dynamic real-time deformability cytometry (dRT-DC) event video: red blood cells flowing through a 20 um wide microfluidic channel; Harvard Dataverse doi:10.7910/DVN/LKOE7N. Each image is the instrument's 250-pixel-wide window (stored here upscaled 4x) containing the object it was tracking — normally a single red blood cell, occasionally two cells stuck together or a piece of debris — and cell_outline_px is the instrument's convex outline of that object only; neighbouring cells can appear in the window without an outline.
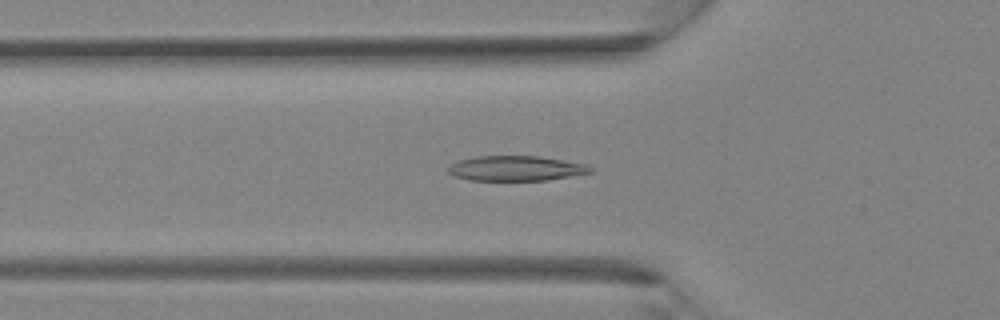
{"species": "Egyptian fruit bat (a non-hibernating species)", "species_latin": "Rousettus aegyptiacus", "temperature_condition": "room temperature", "stored_images_in_passage": 35, "camera_frame_rate_fps": 3000, "um_per_image_px": 0.085, "animal": {"sex": "female"}, "frame": {"image": 1, "passage_image": 12, "time_ms": 3.667, "image_size_px": [1000, 320], "cell_outline_px": [[596, 172], [548, 180], [468, 180], [452, 176], [448, 172], [448, 168], [452, 164], [460, 160], [476, 156], [540, 156], [584, 164], [592, 168]], "centroid_in_image_um": [43.86, 14.31], "position_along_channel_um": 81.9, "area_um2": 20.75}}
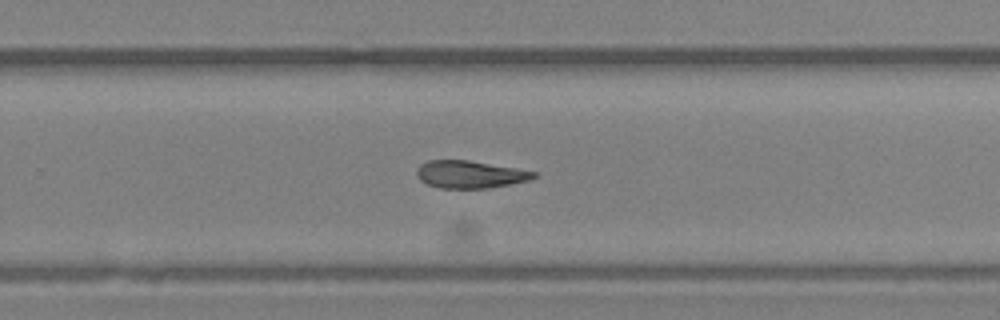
{"frame": {"image": 2, "passage_image": 23, "time_ms": 7.333, "image_size_px": [1000, 320], "cell_outline_px": [[536, 176], [528, 180], [488, 188], [440, 188], [428, 184], [420, 180], [416, 176], [416, 168], [420, 164], [428, 160], [468, 160], [536, 172]], "centroid_in_image_um": [39.87, 14.82], "position_along_channel_um": 289.9, "area_um2": 18.5}}
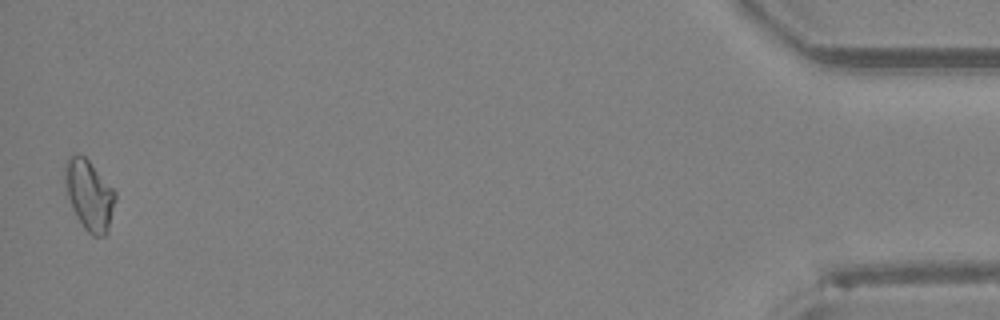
{"frame": {"image": 3, "passage_image": 35, "time_ms": 11.333, "image_size_px": [1000, 320], "cell_outline_px": [[116, 200], [108, 232], [104, 236], [92, 236], [84, 228], [76, 216], [72, 208], [68, 196], [64, 180], [64, 164], [68, 156], [84, 156], [88, 160], [116, 192]], "centroid_in_image_um": [7.59, 16.6], "position_along_channel_um": 427.6, "area_um2": 20.52}}